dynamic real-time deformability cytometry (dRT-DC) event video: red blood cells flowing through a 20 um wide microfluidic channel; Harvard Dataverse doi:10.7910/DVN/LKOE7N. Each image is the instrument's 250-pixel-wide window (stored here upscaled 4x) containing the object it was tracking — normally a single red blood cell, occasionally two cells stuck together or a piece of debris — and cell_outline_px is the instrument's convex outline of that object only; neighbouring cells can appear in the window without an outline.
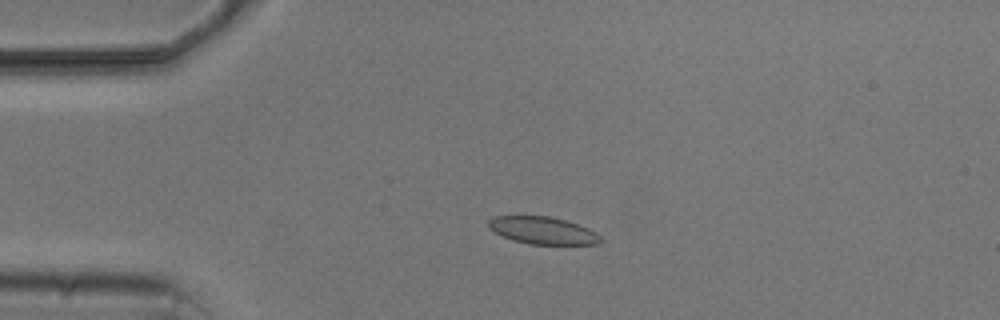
{"species": "common noctule bat (a hibernating species)", "species_latin": "Nyctalus noctula", "temperature_condition": "cold", "stored_images_in_passage": 5, "camera_frame_rate_fps": 3000, "um_per_image_px": 0.085, "animal": {"sex": "male", "body_mass_g": 20.5, "forearm_length_mm": 52.5}, "frame": {"image": 1, "passage_image": 3, "time_ms": 3.667, "image_size_px": [1000, 320], "cell_outline_px": [[604, 240], [600, 244], [528, 244], [512, 240], [488, 228], [488, 220], [492, 216], [548, 216], [564, 220], [588, 228], [596, 232]], "centroid_in_image_um": [46.14, 19.59], "position_along_channel_um": 38.9, "area_um2": 17.8}}
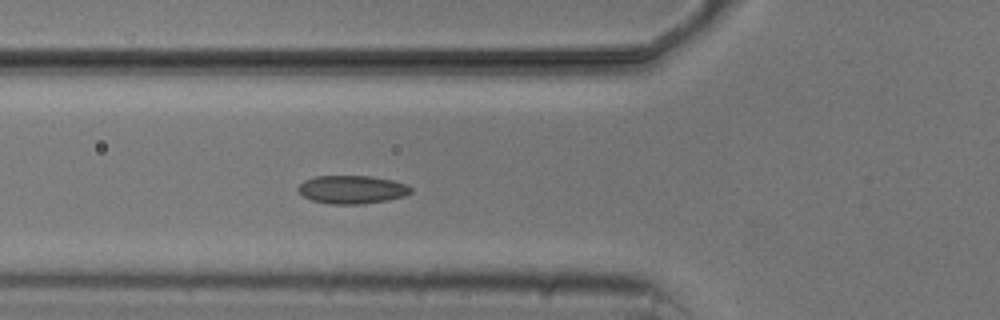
{"frame": {"image": 2, "passage_image": 5, "time_ms": 6.0, "image_size_px": [1000, 320], "cell_outline_px": [[412, 192], [404, 196], [388, 200], [360, 204], [332, 204], [312, 200], [304, 196], [296, 188], [304, 180], [316, 176], [372, 176], [392, 180], [408, 184], [412, 188]], "centroid_in_image_um": [29.95, 16.1], "position_along_channel_um": 95.9, "area_um2": 18.55}}